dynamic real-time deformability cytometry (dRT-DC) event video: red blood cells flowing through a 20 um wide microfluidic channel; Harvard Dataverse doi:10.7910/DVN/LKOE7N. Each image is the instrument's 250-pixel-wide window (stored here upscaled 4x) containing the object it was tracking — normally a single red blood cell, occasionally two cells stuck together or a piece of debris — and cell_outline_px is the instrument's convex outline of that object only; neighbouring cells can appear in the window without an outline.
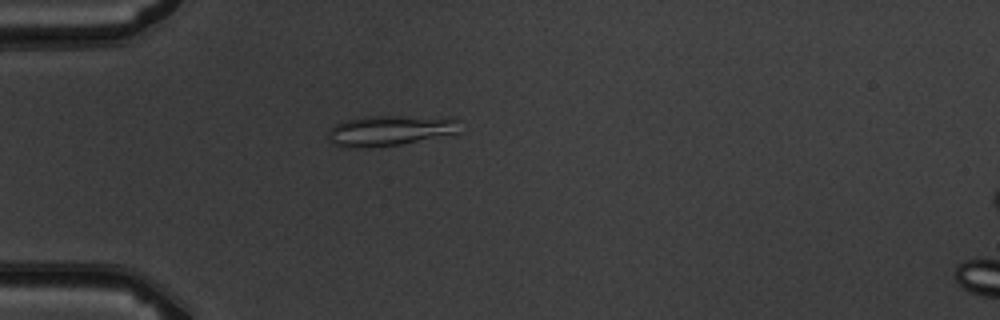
{"species": "common noctule bat (a hibernating species)", "species_latin": "Nyctalus noctula", "temperature_condition": "warm", "stored_images_in_passage": 1, "camera_frame_rate_fps": 3000, "um_per_image_px": 0.085, "animal": {"sex": "male", "body_mass_g": 19.5, "forearm_length_mm": 54.6}, "frame": {"image": 1, "passage_image": 1, "time_ms": 0.0, "image_size_px": [1000, 320], "cell_outline_px": [[460, 132], [400, 144], [356, 148], [340, 148], [332, 144], [328, 136], [328, 132], [336, 124], [360, 116], [400, 116], [460, 120]], "centroid_in_image_um": [33.06, 11.11], "position_along_channel_um": 51.9, "area_um2": 22.95}}